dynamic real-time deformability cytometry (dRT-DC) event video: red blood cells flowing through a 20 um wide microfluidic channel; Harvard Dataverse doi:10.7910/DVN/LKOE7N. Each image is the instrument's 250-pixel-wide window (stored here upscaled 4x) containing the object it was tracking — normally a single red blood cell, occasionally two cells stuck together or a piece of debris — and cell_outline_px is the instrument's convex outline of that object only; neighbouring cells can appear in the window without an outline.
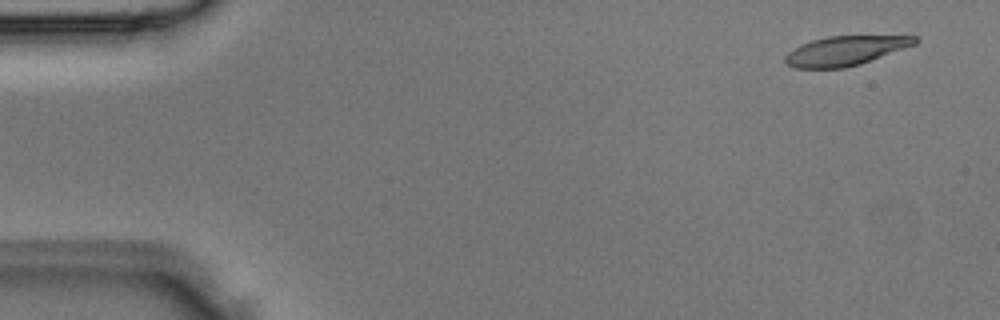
{"species": "Egyptian fruit bat (a non-hibernating species)", "species_latin": "Rousettus aegyptiacus", "temperature_condition": "room temperature", "stored_images_in_passage": 4, "camera_frame_rate_fps": 3000, "um_per_image_px": 0.085, "animal": {"sex": "male"}, "frame": {"image": 1, "passage_image": 1, "time_ms": 0.0, "image_size_px": [1000, 320], "cell_outline_px": [[920, 40], [916, 44], [860, 64], [844, 68], [792, 68], [784, 60], [784, 56], [788, 52], [800, 44], [812, 40], [828, 36], [916, 36]], "centroid_in_image_um": [71.83, 4.31], "position_along_channel_um": 13.2, "area_um2": 22.2}}